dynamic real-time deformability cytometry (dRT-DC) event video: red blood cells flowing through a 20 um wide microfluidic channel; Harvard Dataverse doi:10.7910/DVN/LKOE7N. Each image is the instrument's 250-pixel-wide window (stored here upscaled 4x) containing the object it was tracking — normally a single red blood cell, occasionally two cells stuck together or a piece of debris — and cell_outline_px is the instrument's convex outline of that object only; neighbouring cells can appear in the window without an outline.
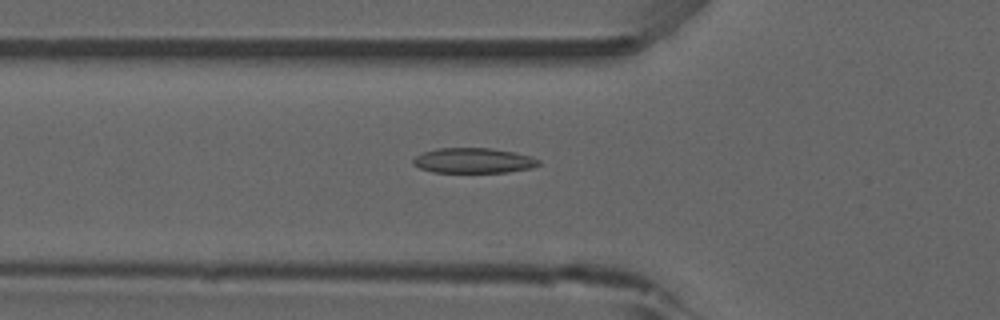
{"species": "common noctule bat (a hibernating species)", "species_latin": "Nyctalus noctula", "temperature_condition": "room temperature", "stored_images_in_passage": 22, "camera_frame_rate_fps": 3000, "um_per_image_px": 0.085, "animal": {"sex": "male", "forearm_length_mm": 52.5}, "frame": {"image": 1, "passage_image": 18, "time_ms": 5.667, "image_size_px": [1000, 320], "cell_outline_px": [[540, 164], [532, 168], [508, 172], [432, 172], [420, 168], [412, 164], [412, 160], [416, 156], [424, 152], [436, 148], [492, 148], [532, 156], [540, 160]], "centroid_in_image_um": [40.25, 13.65], "position_along_channel_um": 85.6, "area_um2": 18.44}}
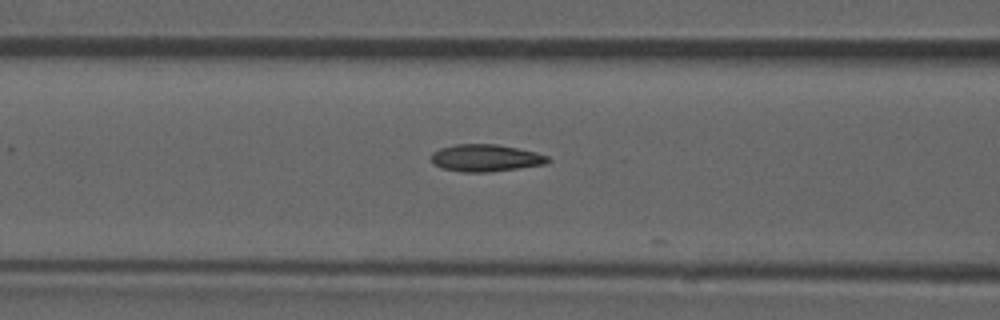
{"frame": {"image": 2, "passage_image": 21, "time_ms": 6.667, "image_size_px": [1000, 320], "cell_outline_px": [[548, 160], [544, 164], [488, 172], [464, 172], [440, 168], [432, 164], [432, 152], [440, 148], [456, 144], [496, 144], [536, 152], [548, 156]], "centroid_in_image_um": [41.21, 13.42], "position_along_channel_um": 125.4, "area_um2": 18.26}}